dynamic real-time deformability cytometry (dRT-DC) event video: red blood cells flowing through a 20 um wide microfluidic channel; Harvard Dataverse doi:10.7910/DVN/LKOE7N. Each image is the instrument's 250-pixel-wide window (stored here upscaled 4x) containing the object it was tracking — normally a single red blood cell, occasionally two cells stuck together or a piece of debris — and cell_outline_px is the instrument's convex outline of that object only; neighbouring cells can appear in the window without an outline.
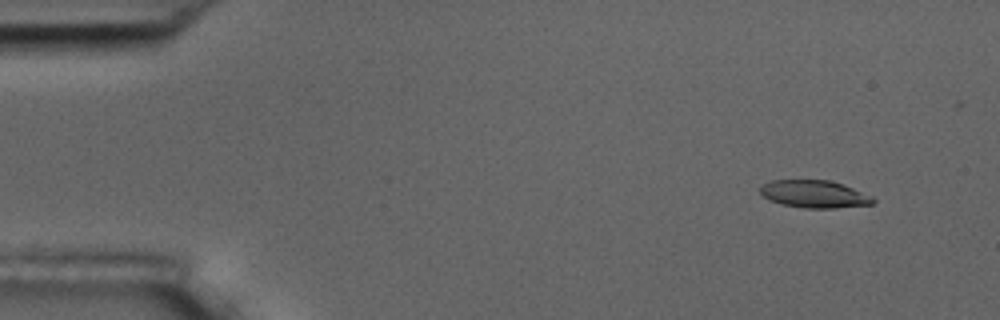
{"species": "common noctule bat (a hibernating species)", "species_latin": "Nyctalus noctula", "temperature_condition": "room temperature", "stored_images_in_passage": 4, "camera_frame_rate_fps": 3000, "um_per_image_px": 0.085, "animal": {"sex": "male", "body_mass_g": 17.5, "forearm_length_mm": 52.3}, "frame": {"image": 1, "passage_image": 1, "time_ms": 0.0, "image_size_px": [1000, 320], "cell_outline_px": [[876, 200], [872, 204], [836, 208], [804, 208], [780, 204], [768, 200], [760, 192], [760, 188], [764, 184], [772, 180], [828, 180], [844, 184], [872, 196]], "centroid_in_image_um": [69.23, 16.5], "position_along_channel_um": 15.8, "area_um2": 18.15}}
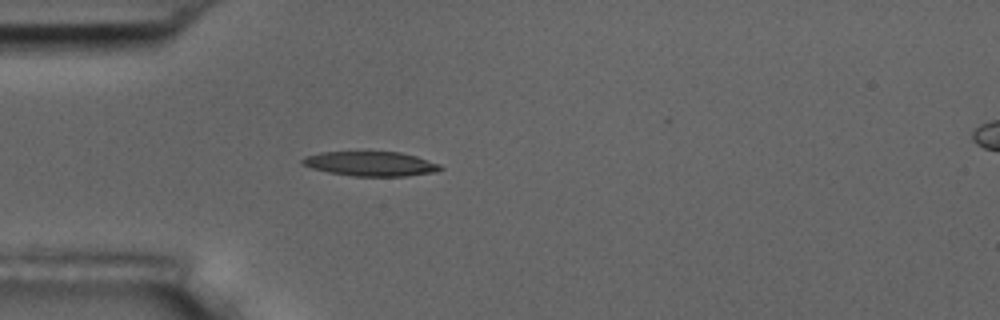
{"frame": {"image": 2, "passage_image": 3, "time_ms": 3.667, "image_size_px": [1000, 320], "cell_outline_px": [[444, 168], [436, 172], [404, 176], [352, 176], [328, 172], [312, 168], [300, 164], [300, 160], [304, 156], [320, 152], [400, 152], [416, 156], [440, 164]], "centroid_in_image_um": [31.48, 13.92], "position_along_channel_um": 53.5, "area_um2": 19.83}}